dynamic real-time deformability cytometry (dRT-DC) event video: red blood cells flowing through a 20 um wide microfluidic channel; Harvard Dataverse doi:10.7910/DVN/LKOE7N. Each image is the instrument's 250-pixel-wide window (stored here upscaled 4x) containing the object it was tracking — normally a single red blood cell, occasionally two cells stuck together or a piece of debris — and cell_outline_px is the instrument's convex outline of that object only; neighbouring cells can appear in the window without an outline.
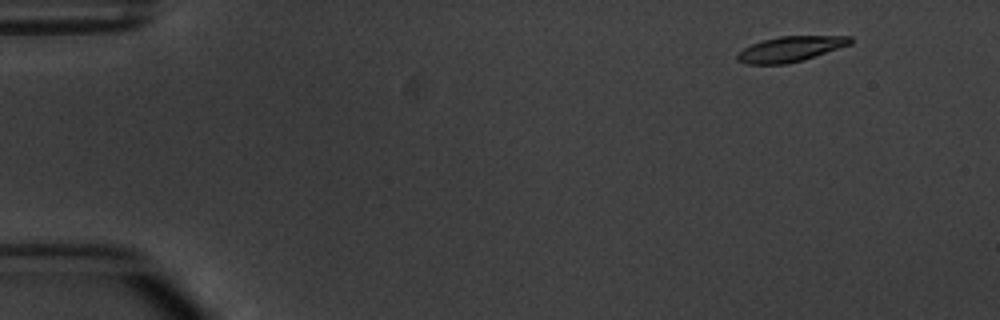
{"species": "common noctule bat (a hibernating species)", "species_latin": "Nyctalus noctula", "temperature_condition": "warm", "stored_images_in_passage": 4, "camera_frame_rate_fps": 3000, "um_per_image_px": 0.085, "animal": {"sex": "male", "body_mass_g": 20.1, "forearm_length_mm": 53.5}, "frame": {"image": 1, "passage_image": 1, "time_ms": 0.0, "image_size_px": [1000, 320], "cell_outline_px": [[852, 44], [804, 60], [784, 64], [748, 64], [736, 60], [736, 56], [744, 48], [760, 40], [780, 36], [852, 36]], "centroid_in_image_um": [67.2, 4.16], "position_along_channel_um": 17.8, "area_um2": 16.7}}
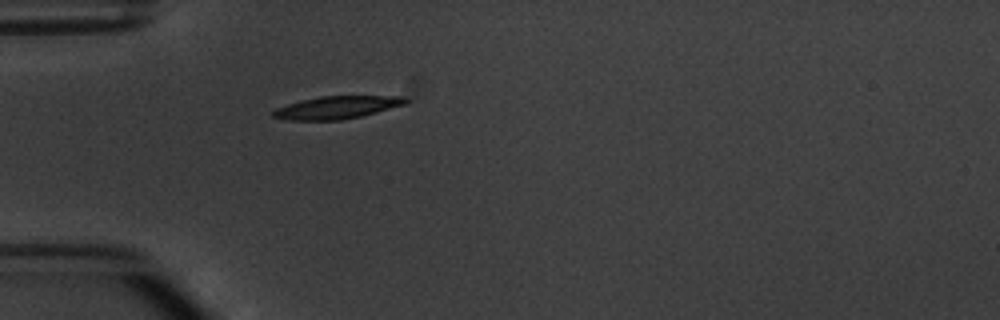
{"frame": {"image": 2, "passage_image": 4, "time_ms": 3.667, "image_size_px": [1000, 320], "cell_outline_px": [[408, 100], [404, 104], [376, 112], [360, 116], [340, 120], [288, 120], [272, 116], [272, 112], [276, 108], [300, 100], [320, 96], [404, 96]], "centroid_in_image_um": [28.6, 9.13], "position_along_channel_um": 56.4, "area_um2": 17.28}}